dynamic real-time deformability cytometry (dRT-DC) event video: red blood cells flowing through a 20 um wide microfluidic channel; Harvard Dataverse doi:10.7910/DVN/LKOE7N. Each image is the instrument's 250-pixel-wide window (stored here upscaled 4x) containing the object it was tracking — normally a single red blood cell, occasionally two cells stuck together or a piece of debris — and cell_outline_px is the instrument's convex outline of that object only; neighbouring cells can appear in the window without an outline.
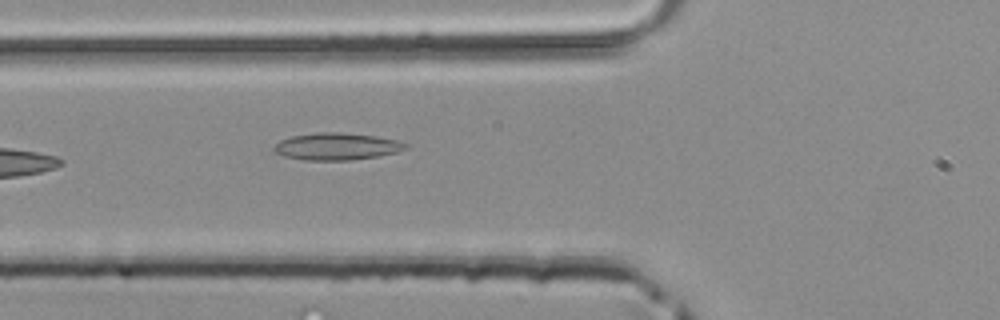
{"species": "common noctule bat (a hibernating species)", "species_latin": "Nyctalus noctula", "temperature_condition": "room temperature", "stored_images_in_passage": 4, "camera_frame_rate_fps": 3000, "um_per_image_px": 0.085, "animal": {"sex": "male", "body_mass_g": 20.4}, "frame": {"image": 1, "passage_image": 4, "time_ms": 1.0, "image_size_px": [1000, 320], "cell_outline_px": [[408, 148], [396, 152], [376, 156], [352, 160], [304, 160], [284, 156], [276, 152], [272, 148], [280, 140], [292, 136], [316, 132], [340, 132], [376, 136], [396, 140], [408, 144]], "centroid_in_image_um": [28.61, 12.44], "position_along_channel_um": 97.2, "area_um2": 20.69}}